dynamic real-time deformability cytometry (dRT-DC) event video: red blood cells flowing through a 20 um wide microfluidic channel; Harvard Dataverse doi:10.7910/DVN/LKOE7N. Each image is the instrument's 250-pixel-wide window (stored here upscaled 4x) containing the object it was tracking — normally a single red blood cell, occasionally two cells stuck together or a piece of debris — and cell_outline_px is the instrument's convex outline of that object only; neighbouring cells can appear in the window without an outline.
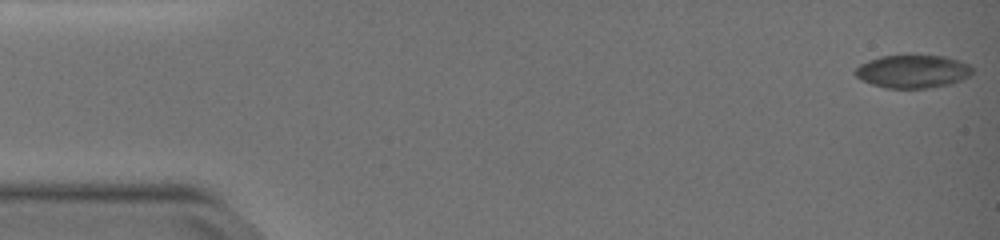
{"species": "common noctule bat (a hibernating species)", "species_latin": "Nyctalus noctula", "temperature_condition": "warm", "stored_images_in_passage": 52, "camera_frame_rate_fps": 3000, "um_per_image_px": 0.085, "animal": {"sex": "female", "body_mass_g": 19.0, "forearm_length_mm": 51.5}, "frame": {"image": 1, "passage_image": 1, "time_ms": 0.0, "image_size_px": [1000, 240], "cell_outline_px": [[972, 72], [968, 76], [952, 84], [928, 88], [884, 88], [860, 80], [852, 72], [860, 64], [868, 60], [880, 56], [944, 56], [968, 64], [972, 68]], "centroid_in_image_um": [77.53, 6.08], "position_along_channel_um": 7.5, "area_um2": 22.48}}
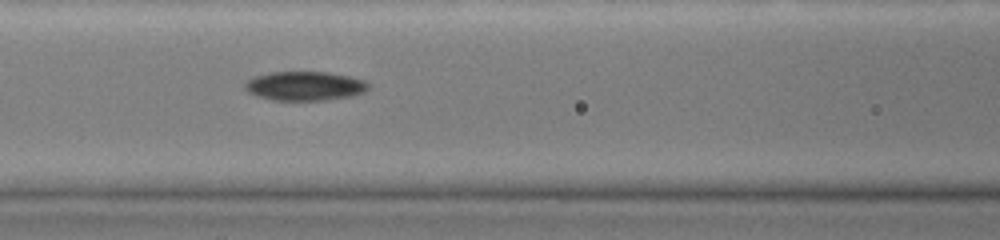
{"frame": {"image": 2, "passage_image": 23, "time_ms": 7.333, "image_size_px": [1000, 240], "cell_outline_px": [[368, 88], [364, 92], [352, 96], [324, 100], [272, 100], [256, 96], [248, 92], [244, 88], [244, 84], [252, 76], [272, 72], [328, 72], [348, 76], [364, 80], [368, 84]], "centroid_in_image_um": [25.87, 7.31], "position_along_channel_um": 140.7, "area_um2": 20.98}}
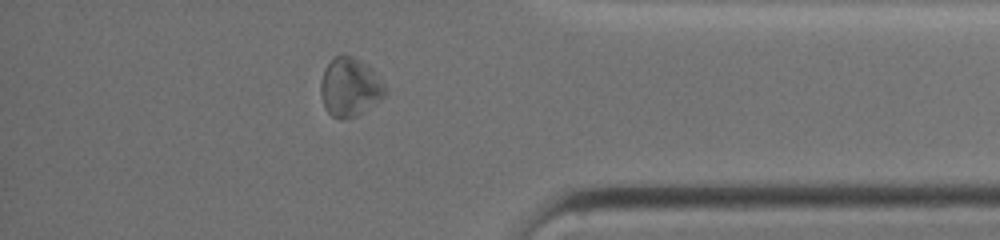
{"frame": {"image": 3, "passage_image": 45, "time_ms": 14.667, "image_size_px": [1000, 240], "cell_outline_px": [[384, 96], [380, 100], [356, 116], [344, 120], [340, 120], [332, 116], [324, 108], [320, 92], [320, 80], [324, 68], [336, 56], [352, 56], [368, 64], [372, 68], [384, 84]], "centroid_in_image_um": [29.71, 7.42], "position_along_channel_um": 405.5, "area_um2": 22.02}, "authors_computed_cell_mechanics": {"area_um2": 21.7328, "velocity_mm_per_s": 3.7378, "shape_relaxation_time_tau1_ms": 2.7213, "shape_relaxation_time_tau2_ms": 5.1714, "deformation_change_tau1": 0.0955, "deformation_change_tau2": 0.1445}}